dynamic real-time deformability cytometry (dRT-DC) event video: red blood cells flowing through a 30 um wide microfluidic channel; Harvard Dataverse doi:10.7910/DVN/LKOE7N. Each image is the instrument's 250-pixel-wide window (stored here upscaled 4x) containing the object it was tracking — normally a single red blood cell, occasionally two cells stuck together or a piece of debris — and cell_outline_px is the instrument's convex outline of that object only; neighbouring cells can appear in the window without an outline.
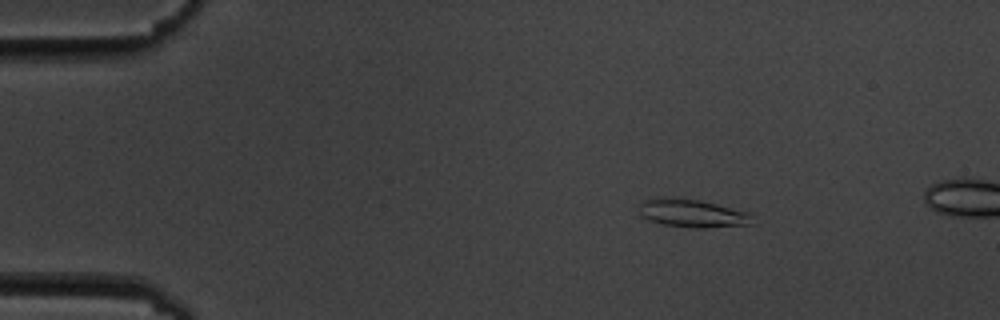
{"species": "common noctule bat (a hibernating species)", "species_latin": "Nyctalus noctula", "temperature_condition": "cold", "stored_images_in_passage": 6, "camera_frame_rate_fps": 3000, "um_per_image_px": 0.085, "animal": {"sex": "male", "body_mass_g": 19.5, "forearm_length_mm": 54.6}, "frame": {"image": 1, "passage_image": 3, "time_ms": 2.333, "image_size_px": [1000, 320], "cell_outline_px": [[752, 224], [704, 228], [696, 228], [664, 224], [648, 220], [640, 216], [640, 204], [644, 200], [660, 196], [668, 196], [700, 200], [748, 212], [752, 216]], "centroid_in_image_um": [58.8, 18.11], "position_along_channel_um": 26.2, "area_um2": 18.61}}